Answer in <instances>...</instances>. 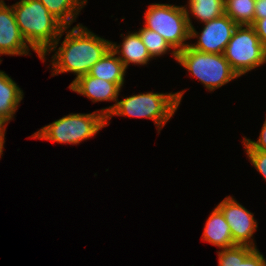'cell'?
Segmentation results:
<instances>
[{
	"instance_id": "14",
	"label": "cell",
	"mask_w": 266,
	"mask_h": 266,
	"mask_svg": "<svg viewBox=\"0 0 266 266\" xmlns=\"http://www.w3.org/2000/svg\"><path fill=\"white\" fill-rule=\"evenodd\" d=\"M219 266H266L264 255L257 248L235 245L218 251Z\"/></svg>"
},
{
	"instance_id": "1",
	"label": "cell",
	"mask_w": 266,
	"mask_h": 266,
	"mask_svg": "<svg viewBox=\"0 0 266 266\" xmlns=\"http://www.w3.org/2000/svg\"><path fill=\"white\" fill-rule=\"evenodd\" d=\"M68 29L69 27H64L56 42L40 59L44 63L45 56L50 55L51 51L57 50L51 59L52 75L72 72L76 75L73 83L80 76L90 72L91 68L111 48V41L95 35L80 23L72 29L70 28L69 31ZM65 31L66 36L61 43L59 41ZM59 43L61 45L57 49Z\"/></svg>"
},
{
	"instance_id": "22",
	"label": "cell",
	"mask_w": 266,
	"mask_h": 266,
	"mask_svg": "<svg viewBox=\"0 0 266 266\" xmlns=\"http://www.w3.org/2000/svg\"><path fill=\"white\" fill-rule=\"evenodd\" d=\"M266 118V117H265ZM243 145L245 150H258L266 152V119L261 129L260 136L257 141H253L244 137Z\"/></svg>"
},
{
	"instance_id": "7",
	"label": "cell",
	"mask_w": 266,
	"mask_h": 266,
	"mask_svg": "<svg viewBox=\"0 0 266 266\" xmlns=\"http://www.w3.org/2000/svg\"><path fill=\"white\" fill-rule=\"evenodd\" d=\"M223 55L239 77L266 63V49L252 25L236 27Z\"/></svg>"
},
{
	"instance_id": "18",
	"label": "cell",
	"mask_w": 266,
	"mask_h": 266,
	"mask_svg": "<svg viewBox=\"0 0 266 266\" xmlns=\"http://www.w3.org/2000/svg\"><path fill=\"white\" fill-rule=\"evenodd\" d=\"M185 7L189 28H192L190 13L197 20L205 23L225 14L224 0H189Z\"/></svg>"
},
{
	"instance_id": "25",
	"label": "cell",
	"mask_w": 266,
	"mask_h": 266,
	"mask_svg": "<svg viewBox=\"0 0 266 266\" xmlns=\"http://www.w3.org/2000/svg\"><path fill=\"white\" fill-rule=\"evenodd\" d=\"M6 125L8 123L0 117V139H5Z\"/></svg>"
},
{
	"instance_id": "8",
	"label": "cell",
	"mask_w": 266,
	"mask_h": 266,
	"mask_svg": "<svg viewBox=\"0 0 266 266\" xmlns=\"http://www.w3.org/2000/svg\"><path fill=\"white\" fill-rule=\"evenodd\" d=\"M204 25L201 33L194 26L190 28L189 38H198V41L189 44V47L202 53L223 54L238 25L226 14L205 22Z\"/></svg>"
},
{
	"instance_id": "12",
	"label": "cell",
	"mask_w": 266,
	"mask_h": 266,
	"mask_svg": "<svg viewBox=\"0 0 266 266\" xmlns=\"http://www.w3.org/2000/svg\"><path fill=\"white\" fill-rule=\"evenodd\" d=\"M202 239L219 249L235 246L233 242L230 226L226 222L222 211L216 206L208 217L203 231Z\"/></svg>"
},
{
	"instance_id": "26",
	"label": "cell",
	"mask_w": 266,
	"mask_h": 266,
	"mask_svg": "<svg viewBox=\"0 0 266 266\" xmlns=\"http://www.w3.org/2000/svg\"><path fill=\"white\" fill-rule=\"evenodd\" d=\"M4 143H5V140L4 139H0V158H1L2 154H3Z\"/></svg>"
},
{
	"instance_id": "4",
	"label": "cell",
	"mask_w": 266,
	"mask_h": 266,
	"mask_svg": "<svg viewBox=\"0 0 266 266\" xmlns=\"http://www.w3.org/2000/svg\"><path fill=\"white\" fill-rule=\"evenodd\" d=\"M106 126V116L98 110L89 114L71 113L42 127L31 137L75 145L93 137Z\"/></svg>"
},
{
	"instance_id": "16",
	"label": "cell",
	"mask_w": 266,
	"mask_h": 266,
	"mask_svg": "<svg viewBox=\"0 0 266 266\" xmlns=\"http://www.w3.org/2000/svg\"><path fill=\"white\" fill-rule=\"evenodd\" d=\"M126 67L110 48L104 56L91 68L88 73L92 77H97L108 82L116 83L121 88L124 84Z\"/></svg>"
},
{
	"instance_id": "24",
	"label": "cell",
	"mask_w": 266,
	"mask_h": 266,
	"mask_svg": "<svg viewBox=\"0 0 266 266\" xmlns=\"http://www.w3.org/2000/svg\"><path fill=\"white\" fill-rule=\"evenodd\" d=\"M254 9V20H259L266 17V0H256Z\"/></svg>"
},
{
	"instance_id": "5",
	"label": "cell",
	"mask_w": 266,
	"mask_h": 266,
	"mask_svg": "<svg viewBox=\"0 0 266 266\" xmlns=\"http://www.w3.org/2000/svg\"><path fill=\"white\" fill-rule=\"evenodd\" d=\"M176 61L210 92L239 77L223 54L202 53L187 46L177 52Z\"/></svg>"
},
{
	"instance_id": "23",
	"label": "cell",
	"mask_w": 266,
	"mask_h": 266,
	"mask_svg": "<svg viewBox=\"0 0 266 266\" xmlns=\"http://www.w3.org/2000/svg\"><path fill=\"white\" fill-rule=\"evenodd\" d=\"M252 26L254 27L263 47L266 49V17L254 20Z\"/></svg>"
},
{
	"instance_id": "13",
	"label": "cell",
	"mask_w": 266,
	"mask_h": 266,
	"mask_svg": "<svg viewBox=\"0 0 266 266\" xmlns=\"http://www.w3.org/2000/svg\"><path fill=\"white\" fill-rule=\"evenodd\" d=\"M123 37L122 44L117 45L111 42V49L116 55H119L118 58L124 63L126 69L130 63L134 65H146L152 57L141 41L139 34L137 32H129L128 35Z\"/></svg>"
},
{
	"instance_id": "17",
	"label": "cell",
	"mask_w": 266,
	"mask_h": 266,
	"mask_svg": "<svg viewBox=\"0 0 266 266\" xmlns=\"http://www.w3.org/2000/svg\"><path fill=\"white\" fill-rule=\"evenodd\" d=\"M65 27L76 21V16L86 5L87 0H39Z\"/></svg>"
},
{
	"instance_id": "15",
	"label": "cell",
	"mask_w": 266,
	"mask_h": 266,
	"mask_svg": "<svg viewBox=\"0 0 266 266\" xmlns=\"http://www.w3.org/2000/svg\"><path fill=\"white\" fill-rule=\"evenodd\" d=\"M23 95V90L19 88L16 82L0 70V117L7 123L13 120Z\"/></svg>"
},
{
	"instance_id": "3",
	"label": "cell",
	"mask_w": 266,
	"mask_h": 266,
	"mask_svg": "<svg viewBox=\"0 0 266 266\" xmlns=\"http://www.w3.org/2000/svg\"><path fill=\"white\" fill-rule=\"evenodd\" d=\"M184 90L176 93H140L116 102L106 117V125L112 116H129L152 119L159 131L176 112L183 98Z\"/></svg>"
},
{
	"instance_id": "2",
	"label": "cell",
	"mask_w": 266,
	"mask_h": 266,
	"mask_svg": "<svg viewBox=\"0 0 266 266\" xmlns=\"http://www.w3.org/2000/svg\"><path fill=\"white\" fill-rule=\"evenodd\" d=\"M12 9L23 38L41 58L65 26L39 0H20L12 5Z\"/></svg>"
},
{
	"instance_id": "21",
	"label": "cell",
	"mask_w": 266,
	"mask_h": 266,
	"mask_svg": "<svg viewBox=\"0 0 266 266\" xmlns=\"http://www.w3.org/2000/svg\"><path fill=\"white\" fill-rule=\"evenodd\" d=\"M247 157L254 168L261 173L266 180V152L258 150H245Z\"/></svg>"
},
{
	"instance_id": "10",
	"label": "cell",
	"mask_w": 266,
	"mask_h": 266,
	"mask_svg": "<svg viewBox=\"0 0 266 266\" xmlns=\"http://www.w3.org/2000/svg\"><path fill=\"white\" fill-rule=\"evenodd\" d=\"M29 47L16 23L12 5L0 2V56L28 55Z\"/></svg>"
},
{
	"instance_id": "19",
	"label": "cell",
	"mask_w": 266,
	"mask_h": 266,
	"mask_svg": "<svg viewBox=\"0 0 266 266\" xmlns=\"http://www.w3.org/2000/svg\"><path fill=\"white\" fill-rule=\"evenodd\" d=\"M256 0H224L225 14L237 25H252Z\"/></svg>"
},
{
	"instance_id": "9",
	"label": "cell",
	"mask_w": 266,
	"mask_h": 266,
	"mask_svg": "<svg viewBox=\"0 0 266 266\" xmlns=\"http://www.w3.org/2000/svg\"><path fill=\"white\" fill-rule=\"evenodd\" d=\"M217 207L225 216L230 226L233 242L236 245H246L257 248L253 240V233L257 231L258 223L254 214L238 203L232 196H227Z\"/></svg>"
},
{
	"instance_id": "11",
	"label": "cell",
	"mask_w": 266,
	"mask_h": 266,
	"mask_svg": "<svg viewBox=\"0 0 266 266\" xmlns=\"http://www.w3.org/2000/svg\"><path fill=\"white\" fill-rule=\"evenodd\" d=\"M69 89L86 96L94 103L99 101H115V104L100 110V112L107 117L118 101L121 87L116 83L108 82L87 74L80 76L77 80L71 83Z\"/></svg>"
},
{
	"instance_id": "6",
	"label": "cell",
	"mask_w": 266,
	"mask_h": 266,
	"mask_svg": "<svg viewBox=\"0 0 266 266\" xmlns=\"http://www.w3.org/2000/svg\"><path fill=\"white\" fill-rule=\"evenodd\" d=\"M144 14L143 27L159 33L176 52L189 46L186 40L190 39V28L185 6L152 3Z\"/></svg>"
},
{
	"instance_id": "20",
	"label": "cell",
	"mask_w": 266,
	"mask_h": 266,
	"mask_svg": "<svg viewBox=\"0 0 266 266\" xmlns=\"http://www.w3.org/2000/svg\"><path fill=\"white\" fill-rule=\"evenodd\" d=\"M137 33L146 46L152 59L157 56H162L172 49L171 54H173L172 56L177 60V52L159 33L145 27L140 28Z\"/></svg>"
}]
</instances>
